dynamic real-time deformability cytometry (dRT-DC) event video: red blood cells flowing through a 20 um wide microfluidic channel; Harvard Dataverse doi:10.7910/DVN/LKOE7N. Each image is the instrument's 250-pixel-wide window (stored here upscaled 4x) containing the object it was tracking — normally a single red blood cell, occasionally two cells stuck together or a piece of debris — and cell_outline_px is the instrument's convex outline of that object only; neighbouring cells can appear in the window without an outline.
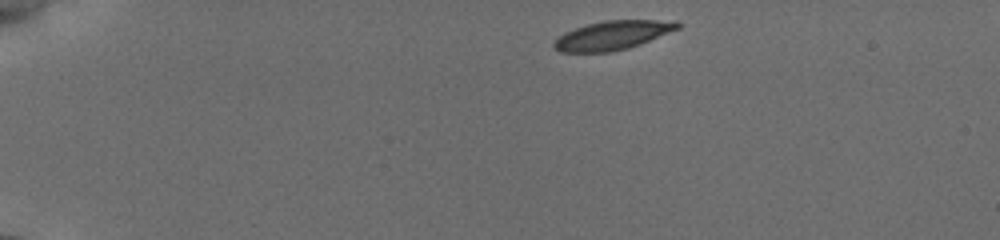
{"species": "common noctule bat (a hibernating species)", "species_latin": "Nyctalus noctula", "temperature_condition": "cold", "stored_images_in_passage": 11, "camera_frame_rate_fps": 3000, "um_per_image_px": 0.085, "animal": {"sex": "female", "body_mass_g": 19.5, "forearm_length_mm": 54.1}, "frame": {"image": 1, "passage_image": 1, "time_ms": 0.0, "image_size_px": [1000, 240], "cell_outline_px": [[680, 28], [640, 44], [628, 48], [608, 52], [560, 52], [552, 44], [560, 36], [576, 28], [588, 24], [608, 20], [676, 20], [680, 24]], "centroid_in_image_um": [52.12, 2.99], "position_along_channel_um": 32.9, "area_um2": 20.52}}